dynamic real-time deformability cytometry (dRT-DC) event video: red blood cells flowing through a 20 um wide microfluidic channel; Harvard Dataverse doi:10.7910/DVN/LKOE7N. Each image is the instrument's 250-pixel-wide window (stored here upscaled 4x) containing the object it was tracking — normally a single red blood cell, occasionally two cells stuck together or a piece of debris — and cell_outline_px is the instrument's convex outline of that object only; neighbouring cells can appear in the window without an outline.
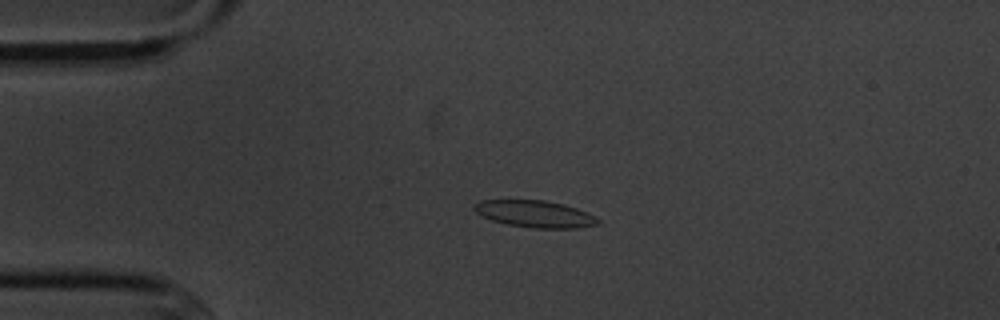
{"species": "common noctule bat (a hibernating species)", "species_latin": "Nyctalus noctula", "temperature_condition": "cold", "stored_images_in_passage": 6, "camera_frame_rate_fps": 3000, "um_per_image_px": 0.085, "animal": {"sex": "male", "body_mass_g": 20.1, "forearm_length_mm": 53.5}, "frame": {"image": 1, "passage_image": 4, "time_ms": 3.333, "image_size_px": [1000, 320], "cell_outline_px": [[600, 224], [576, 228], [532, 228], [508, 224], [492, 220], [476, 212], [472, 208], [472, 204], [480, 200], [544, 200], [564, 204], [576, 208], [596, 216], [600, 220]], "centroid_in_image_um": [45.48, 18.18], "position_along_channel_um": 39.5, "area_um2": 19.42}}
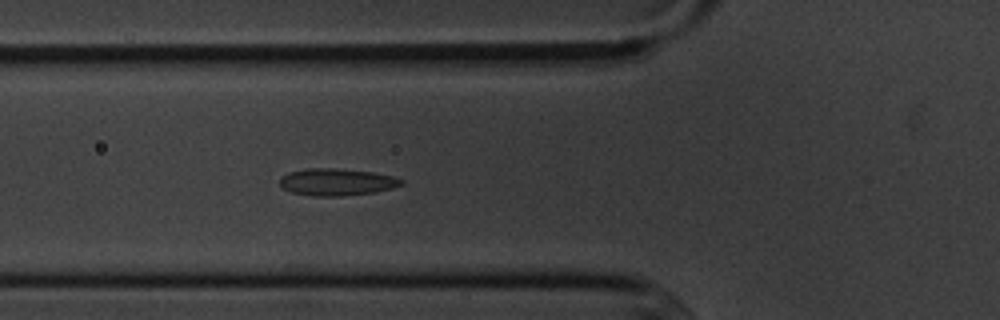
{"frame": {"image": 2, "passage_image": 6, "time_ms": 5.667, "image_size_px": [1000, 320], "cell_outline_px": [[404, 184], [392, 188], [376, 192], [340, 196], [312, 196], [292, 192], [284, 188], [280, 184], [280, 176], [288, 172], [304, 168], [336, 168], [372, 172], [392, 176], [404, 180]], "centroid_in_image_um": [28.61, 15.46], "position_along_channel_um": 97.2, "area_um2": 19.25}}